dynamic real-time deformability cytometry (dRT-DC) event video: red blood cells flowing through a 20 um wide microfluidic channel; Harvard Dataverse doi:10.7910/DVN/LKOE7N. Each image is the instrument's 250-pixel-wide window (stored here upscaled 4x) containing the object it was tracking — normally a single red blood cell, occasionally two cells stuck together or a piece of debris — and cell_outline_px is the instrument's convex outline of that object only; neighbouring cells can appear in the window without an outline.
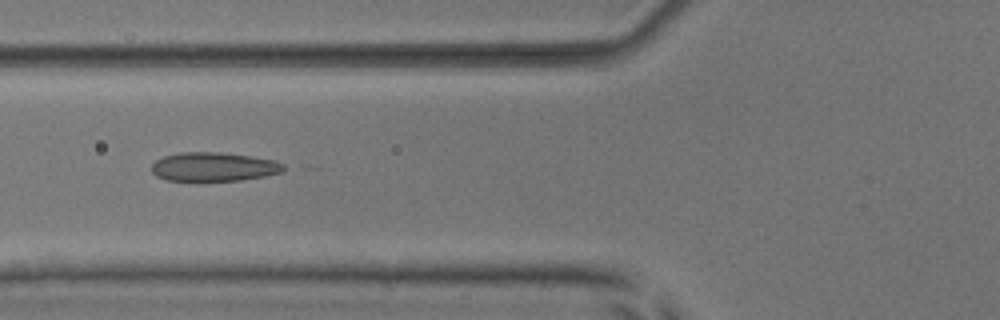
{"species": "common noctule bat (a hibernating species)", "species_latin": "Nyctalus noctula", "temperature_condition": "room temperature", "stored_images_in_passage": 8, "camera_frame_rate_fps": 3000, "um_per_image_px": 0.085, "animal": {"sex": "male", "body_mass_g": 17.9, "forearm_length_mm": 54.2}, "frame": {"image": 1, "passage_image": 6, "time_ms": 6.667, "image_size_px": [1000, 320], "cell_outline_px": [[292, 168], [284, 172], [264, 176], [240, 180], [164, 180], [156, 176], [152, 172], [152, 164], [156, 160], [164, 156], [180, 152], [220, 152], [276, 160]], "centroid_in_image_um": [18.23, 14.17], "position_along_channel_um": 107.6, "area_um2": 22.37}}
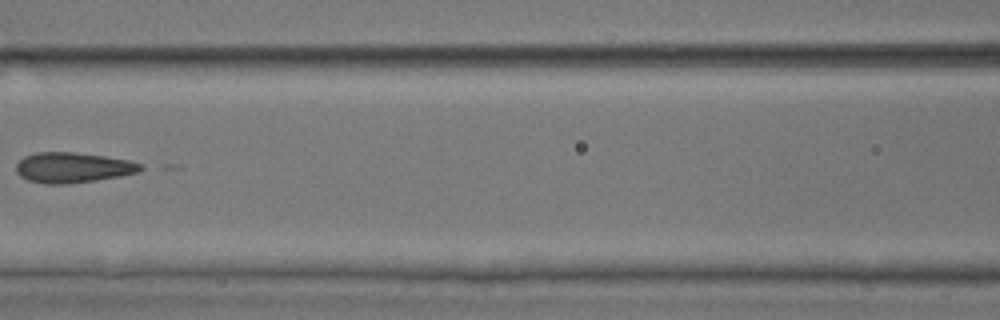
{"frame": {"image": 2, "passage_image": 7, "time_ms": 8.0, "image_size_px": [1000, 320], "cell_outline_px": [[144, 168], [136, 172], [120, 176], [96, 180], [68, 184], [44, 184], [28, 180], [20, 176], [16, 172], [16, 164], [24, 156], [36, 152], [72, 152], [104, 156], [128, 160], [140, 164]], "centroid_in_image_um": [6.14, 14.25], "position_along_channel_um": 160.5, "area_um2": 21.91}}